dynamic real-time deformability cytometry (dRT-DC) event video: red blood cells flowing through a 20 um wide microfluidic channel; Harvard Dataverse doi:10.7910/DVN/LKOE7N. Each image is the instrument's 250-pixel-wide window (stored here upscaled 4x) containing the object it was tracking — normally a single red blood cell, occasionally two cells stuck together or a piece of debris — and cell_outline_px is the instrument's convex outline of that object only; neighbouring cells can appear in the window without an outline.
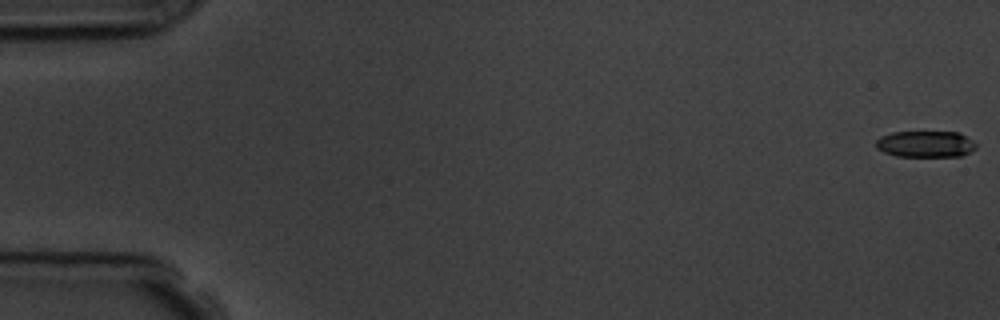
{"species": "common noctule bat (a hibernating species)", "species_latin": "Nyctalus noctula", "temperature_condition": "room temperature", "stored_images_in_passage": 57, "camera_frame_rate_fps": 3000, "um_per_image_px": 0.085, "animal": {"sex": "male", "body_mass_g": 19.5, "forearm_length_mm": 54.6}, "frame": {"image": 1, "passage_image": 1, "time_ms": 0.0, "image_size_px": [1000, 320], "cell_outline_px": [[976, 148], [960, 156], [896, 156], [884, 152], [876, 148], [876, 140], [880, 136], [892, 132], [960, 132], [972, 140], [976, 144]], "centroid_in_image_um": [78.65, 12.24], "position_along_channel_um": 6.3, "area_um2": 15.37}}
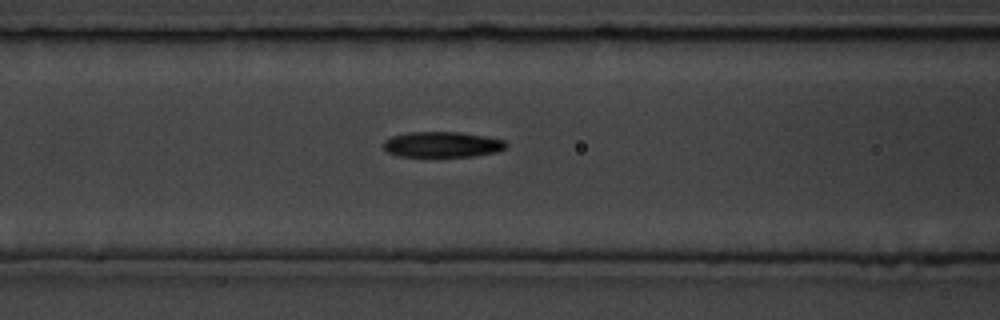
{"frame": {"image": 2, "passage_image": 24, "time_ms": 7.667, "image_size_px": [1000, 320], "cell_outline_px": [[508, 144], [504, 148], [496, 152], [472, 156], [400, 156], [388, 152], [384, 148], [384, 140], [392, 136], [408, 132], [460, 132], [484, 136], [504, 140]], "centroid_in_image_um": [37.58, 12.27], "position_along_channel_um": 129.0, "area_um2": 18.09}}
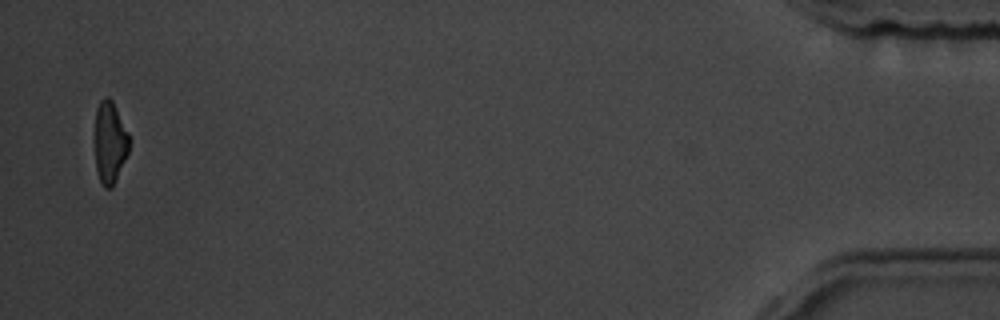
{"frame": {"image": 3, "passage_image": 56, "time_ms": 18.333, "image_size_px": [1000, 320], "cell_outline_px": [[132, 140], [128, 152], [116, 180], [112, 188], [104, 188], [100, 180], [96, 168], [96, 108], [100, 100], [104, 96], [108, 96], [112, 100]], "centroid_in_image_um": [9.37, 12.09], "position_along_channel_um": 425.8, "area_um2": 16.36}, "authors_computed_cell_mechanics": {"area_um2": 18.2648, "velocity_mm_per_s": 3.614, "shape_relaxation_time_tau1_ms": 3.2251, "shape_relaxation_time_tau2_ms": 5.6565, "deformation_change_tau1": 0.1476, "deformation_change_tau2": 0.1263}}